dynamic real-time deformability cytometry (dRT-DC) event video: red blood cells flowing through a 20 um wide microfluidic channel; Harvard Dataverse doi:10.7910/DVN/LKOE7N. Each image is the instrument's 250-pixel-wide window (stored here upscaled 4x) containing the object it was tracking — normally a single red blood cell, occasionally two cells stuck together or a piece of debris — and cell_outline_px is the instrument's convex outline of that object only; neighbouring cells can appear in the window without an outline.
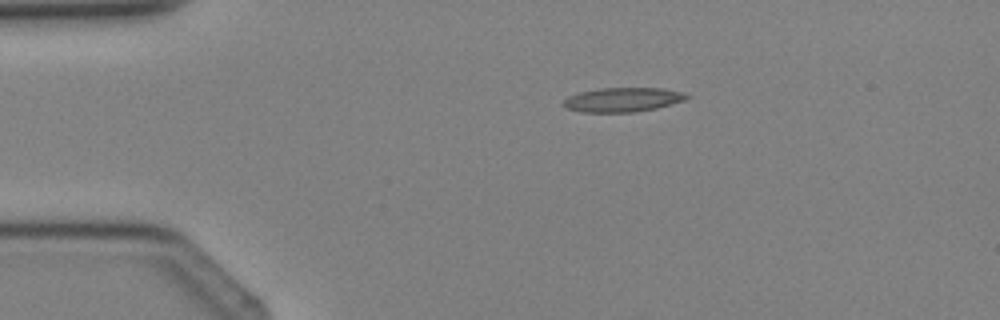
{"species": "Egyptian fruit bat (a non-hibernating species)", "species_latin": "Rousettus aegyptiacus", "temperature_condition": "cold", "stored_images_in_passage": 3, "camera_frame_rate_fps": 3000, "um_per_image_px": 0.085, "animal": {"sex": "female"}, "frame": {"image": 1, "passage_image": 2, "time_ms": 1.0, "image_size_px": [1000, 320], "cell_outline_px": [[688, 96], [684, 100], [656, 108], [636, 112], [580, 112], [564, 108], [560, 104], [568, 96], [576, 92], [596, 88], [660, 88], [680, 92]], "centroid_in_image_um": [52.8, 8.47], "position_along_channel_um": 32.2, "area_um2": 17.51}}